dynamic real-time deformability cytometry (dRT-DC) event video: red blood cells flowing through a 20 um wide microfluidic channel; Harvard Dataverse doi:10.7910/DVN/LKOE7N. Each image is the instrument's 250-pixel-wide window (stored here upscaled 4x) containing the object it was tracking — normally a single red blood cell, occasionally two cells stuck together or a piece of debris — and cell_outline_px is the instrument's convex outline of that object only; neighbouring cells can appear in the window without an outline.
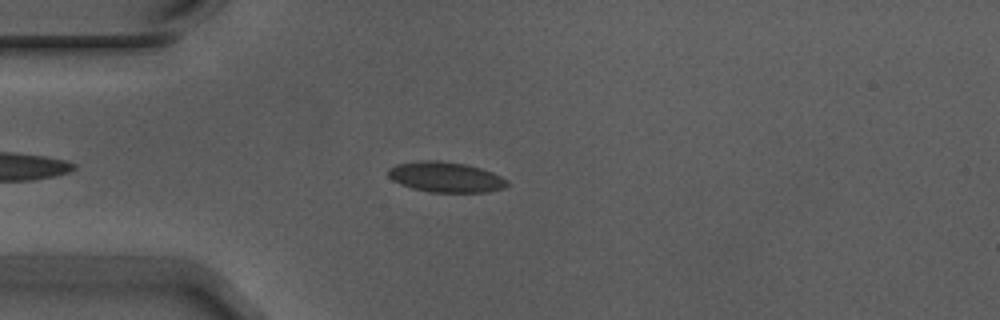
{"species": "Egyptian fruit bat (a non-hibernating species)", "species_latin": "Rousettus aegyptiacus", "temperature_condition": "warm", "stored_images_in_passage": 44, "camera_frame_rate_fps": 3000, "um_per_image_px": 0.085, "animal": {"sex": "male"}, "frame": {"image": 1, "passage_image": 7, "time_ms": 2.0, "image_size_px": [1000, 320], "cell_outline_px": [[508, 184], [504, 188], [488, 192], [428, 192], [412, 188], [400, 184], [392, 180], [388, 176], [388, 168], [396, 164], [420, 160], [440, 160], [464, 164], [480, 168], [492, 172], [508, 180]], "centroid_in_image_um": [37.86, 15.05], "position_along_channel_um": 47.1, "area_um2": 21.15}}
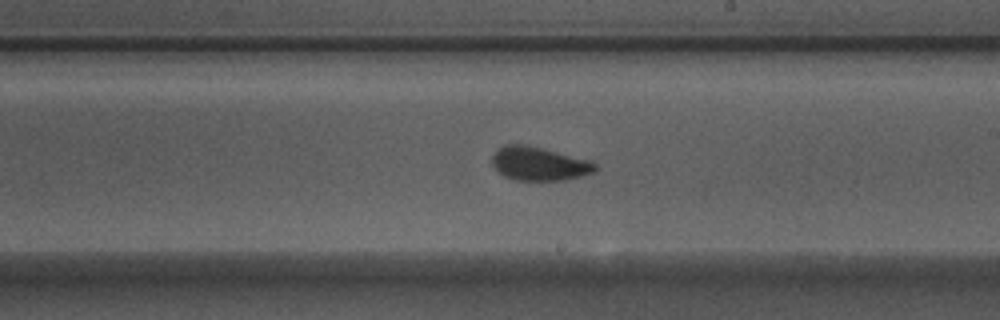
{"frame": {"image": 2, "passage_image": 24, "time_ms": 7.667, "image_size_px": [1000, 320], "cell_outline_px": [[600, 168], [596, 172], [564, 180], [516, 180], [504, 176], [492, 164], [492, 156], [504, 144], [524, 144], [592, 160]], "centroid_in_image_um": [45.88, 13.92], "position_along_channel_um": 243.1, "area_um2": 20.23}}
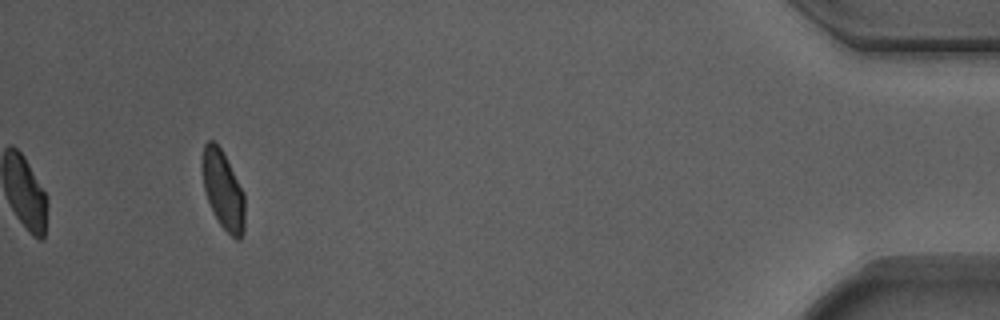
{"frame": {"image": 3, "passage_image": 44, "time_ms": 14.333, "image_size_px": [1000, 320], "cell_outline_px": [[244, 232], [240, 240], [236, 240], [220, 224], [208, 200], [204, 188], [200, 168], [200, 160], [204, 144], [208, 140], [212, 140], [220, 148], [244, 192]], "centroid_in_image_um": [18.94, 16.13], "position_along_channel_um": 416.3, "area_um2": 19.36}, "authors_computed_cell_mechanics": {"area_um2": 20.3167, "velocity_mm_per_s": 3.7143, "shape_relaxation_time_tau1_ms": 3.2322, "shape_relaxation_time_tau2_ms": null, "deformation_change_tau1": 0.105, "deformation_change_tau2": null}}